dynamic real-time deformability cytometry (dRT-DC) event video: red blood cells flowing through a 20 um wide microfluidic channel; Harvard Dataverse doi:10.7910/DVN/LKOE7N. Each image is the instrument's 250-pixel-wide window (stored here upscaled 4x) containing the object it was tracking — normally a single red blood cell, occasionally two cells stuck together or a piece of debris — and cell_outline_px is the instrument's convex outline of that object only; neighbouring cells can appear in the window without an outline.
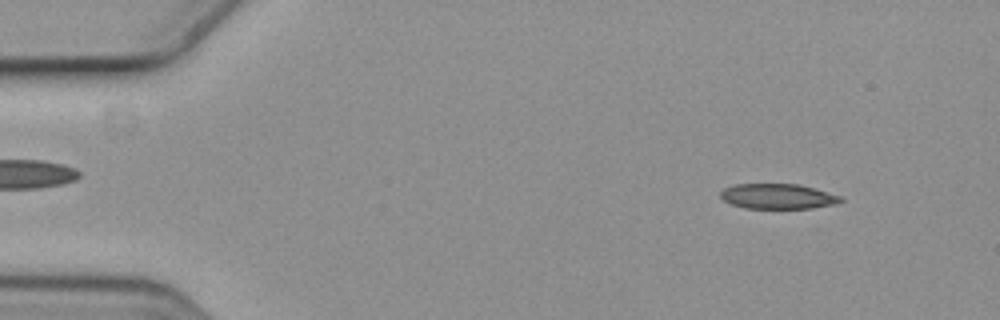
{"species": "common noctule bat (a hibernating species)", "species_latin": "Nyctalus noctula", "temperature_condition": "cold", "stored_images_in_passage": 5, "segment_of_instrument_passage": [1, 2], "camera_frame_rate_fps": 3000, "um_per_image_px": 0.085, "animal": {"sex": "female", "body_mass_g": 19.3, "forearm_length_mm": 54.1}, "frame": {"image": 1, "passage_image": 1, "time_ms": 0.0, "image_size_px": [1000, 320], "cell_outline_px": [[844, 200], [832, 204], [812, 208], [744, 208], [732, 204], [724, 200], [720, 196], [720, 192], [724, 188], [736, 184], [796, 184], [812, 188], [840, 196]], "centroid_in_image_um": [66.06, 16.69], "position_along_channel_um": 18.9, "area_um2": 17.28}}
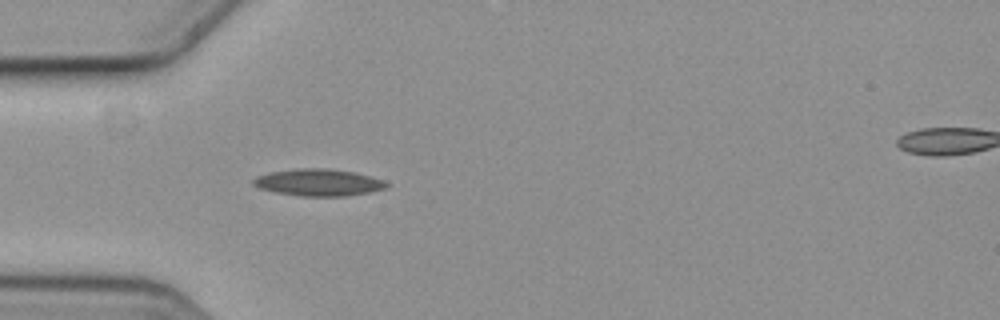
{"frame": {"image": 2, "passage_image": 4, "time_ms": 1.0, "image_size_px": [1000, 320], "cell_outline_px": [[392, 184], [388, 188], [348, 196], [300, 196], [276, 192], [260, 188], [252, 184], [252, 180], [256, 176], [268, 172], [296, 168], [328, 168], [356, 172], [384, 180]], "centroid_in_image_um": [27.1, 15.5], "position_along_channel_um": 57.9, "area_um2": 21.21}}